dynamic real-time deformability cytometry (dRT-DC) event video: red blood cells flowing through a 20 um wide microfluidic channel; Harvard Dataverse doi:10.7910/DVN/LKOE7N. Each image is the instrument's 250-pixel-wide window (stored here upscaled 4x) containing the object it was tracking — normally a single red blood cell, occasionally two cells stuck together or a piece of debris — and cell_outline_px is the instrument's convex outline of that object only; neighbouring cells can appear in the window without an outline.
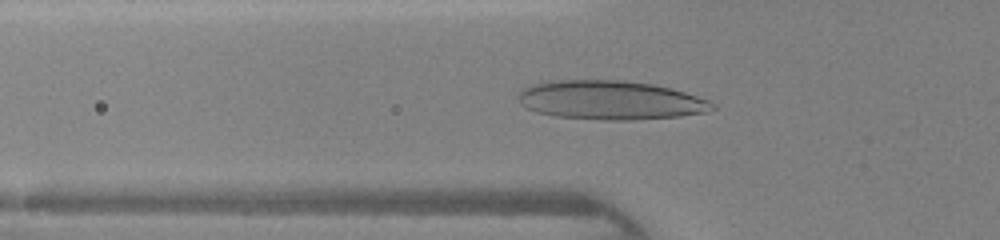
{"species": "human", "species_latin": "Homo sapiens", "temperature_condition": "warm", "stored_images_in_passage": 45, "camera_frame_rate_fps": 3000, "um_per_image_px": 0.085, "donor": {"sex": "female"}, "frame": {"image": 1, "passage_image": 16, "time_ms": 5.0, "image_size_px": [1000, 240], "cell_outline_px": [[716, 108], [708, 112], [680, 116], [632, 120], [604, 120], [556, 116], [536, 112], [524, 108], [520, 104], [520, 92], [524, 88], [532, 84], [552, 80], [624, 80], [652, 84], [672, 88], [708, 100], [716, 104]], "centroid_in_image_um": [51.9, 8.51], "position_along_channel_um": 73.9, "area_um2": 44.22}}
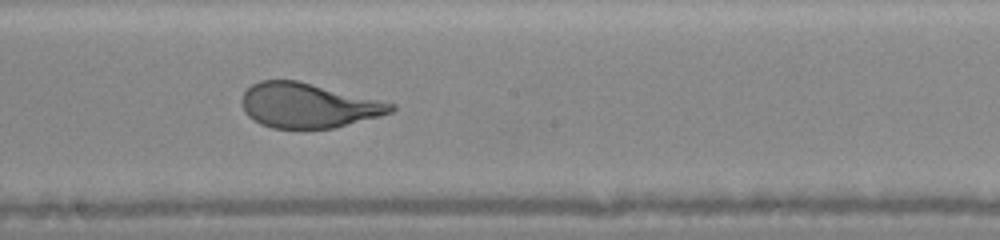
{"frame": {"image": 2, "passage_image": 26, "time_ms": 8.333, "image_size_px": [1000, 240], "cell_outline_px": [[396, 108], [392, 112], [380, 116], [332, 128], [272, 128], [260, 124], [248, 116], [244, 112], [240, 100], [244, 92], [252, 84], [260, 80], [296, 80], [396, 104]], "centroid_in_image_um": [26.15, 8.96], "position_along_channel_um": 222.0, "area_um2": 38.67}}
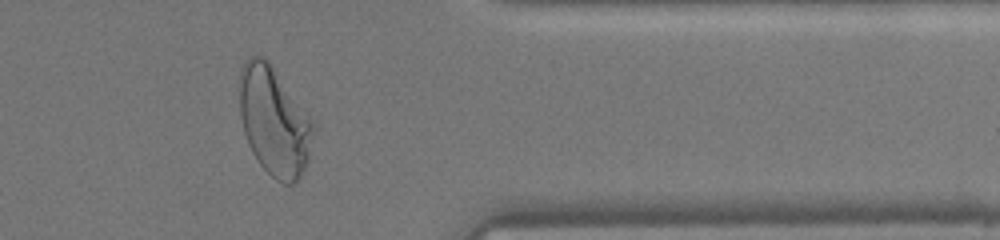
{"frame": {"image": 3, "passage_image": 38, "time_ms": 12.333, "image_size_px": [1000, 240], "cell_outline_px": [[316, 128], [308, 160], [300, 176], [292, 184], [284, 184], [276, 180], [260, 164], [252, 152], [248, 144], [244, 132], [240, 112], [240, 68], [244, 60], [248, 56], [264, 56], [268, 60], [312, 120]], "centroid_in_image_um": [23.3, 10.3], "position_along_channel_um": 388.1, "area_um2": 46.53}}